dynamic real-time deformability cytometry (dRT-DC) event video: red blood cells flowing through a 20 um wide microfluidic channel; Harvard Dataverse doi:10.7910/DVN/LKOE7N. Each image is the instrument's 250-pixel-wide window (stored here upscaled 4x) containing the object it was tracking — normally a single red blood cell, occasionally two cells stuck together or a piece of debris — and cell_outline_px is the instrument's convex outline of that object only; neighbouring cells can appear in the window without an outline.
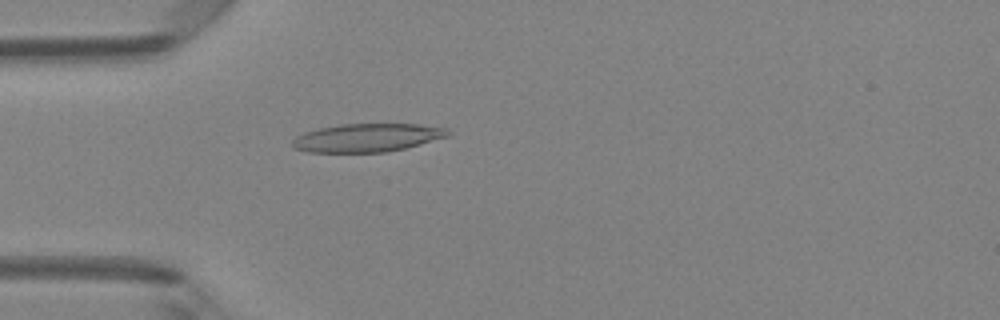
{"species": "Egyptian fruit bat (a non-hibernating species)", "species_latin": "Rousettus aegyptiacus", "temperature_condition": "room temperature", "stored_images_in_passage": 48, "camera_frame_rate_fps": 3000, "um_per_image_px": 0.085, "animal": {"sex": "female"}, "frame": {"image": 1, "passage_image": 14, "time_ms": 4.333, "image_size_px": [1000, 320], "cell_outline_px": [[452, 132], [448, 136], [420, 144], [404, 148], [384, 152], [308, 152], [292, 148], [292, 140], [296, 136], [304, 132], [320, 128], [340, 124], [416, 124], [448, 128]], "centroid_in_image_um": [31.19, 11.7], "position_along_channel_um": 53.8, "area_um2": 25.61}}
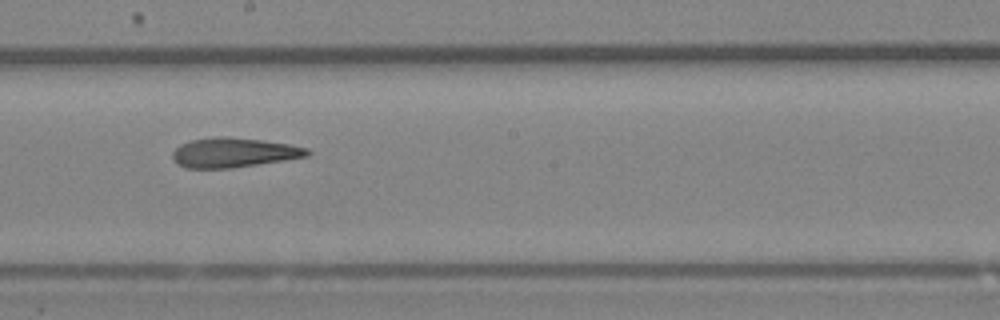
{"frame": {"image": 2, "passage_image": 27, "time_ms": 8.667, "image_size_px": [1000, 320], "cell_outline_px": [[312, 152], [308, 156], [284, 160], [232, 168], [184, 168], [176, 164], [172, 156], [172, 152], [180, 144], [192, 140], [216, 136], [228, 136], [260, 140], [288, 144], [308, 148]], "centroid_in_image_um": [19.84, 12.97], "position_along_channel_um": 228.4, "area_um2": 23.29}}
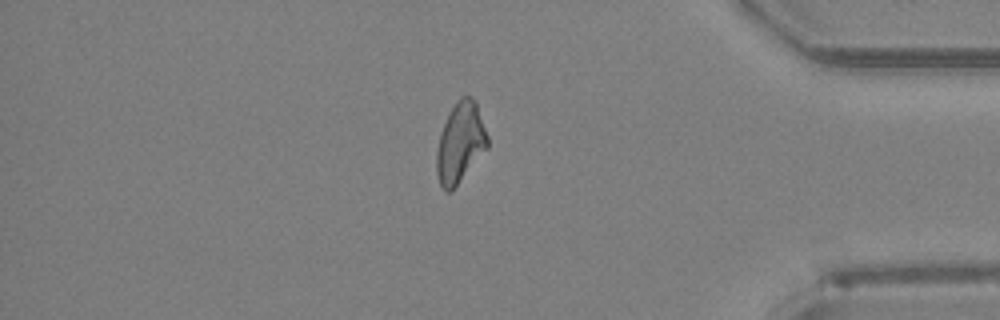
{"frame": {"image": 3, "passage_image": 41, "time_ms": 13.333, "image_size_px": [1000, 320], "cell_outline_px": [[488, 148], [456, 184], [448, 192], [444, 192], [440, 184], [436, 172], [436, 152], [440, 136], [444, 124], [456, 100], [460, 96], [468, 96], [476, 100], [488, 136]], "centroid_in_image_um": [39.13, 12.1], "position_along_channel_um": 396.1, "area_um2": 23.47}, "authors_computed_cell_mechanics": {"area_um2": 24.0448, "velocity_mm_per_s": 4.2183, "shape_relaxation_time_tau1_ms": null, "shape_relaxation_time_tau2_ms": 3.9599, "deformation_change_tau1": null, "deformation_change_tau2": 0.145}}